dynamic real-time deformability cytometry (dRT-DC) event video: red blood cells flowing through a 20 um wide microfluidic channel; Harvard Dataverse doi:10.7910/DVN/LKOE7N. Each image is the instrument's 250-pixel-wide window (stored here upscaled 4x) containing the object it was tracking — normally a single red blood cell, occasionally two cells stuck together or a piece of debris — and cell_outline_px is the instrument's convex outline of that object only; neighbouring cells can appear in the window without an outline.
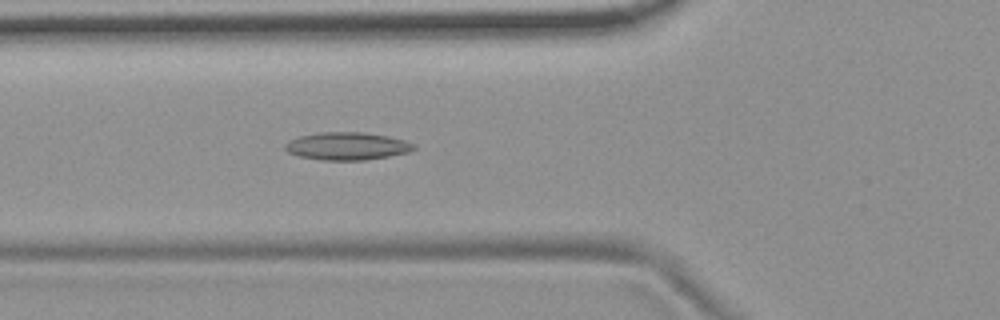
{"species": "common noctule bat (a hibernating species)", "species_latin": "Nyctalus noctula", "temperature_condition": "room temperature", "stored_images_in_passage": 6, "camera_frame_rate_fps": 3000, "um_per_image_px": 0.085, "animal": {"sex": "female", "body_mass_g": 19.9}, "frame": {"image": 1, "passage_image": 6, "time_ms": 5.667, "image_size_px": [1000, 320], "cell_outline_px": [[416, 148], [408, 152], [388, 156], [364, 160], [320, 160], [300, 156], [288, 152], [284, 148], [284, 144], [288, 140], [300, 136], [320, 132], [364, 132], [388, 136], [404, 140], [416, 144]], "centroid_in_image_um": [29.49, 12.41], "position_along_channel_um": 96.3, "area_um2": 20.81}}